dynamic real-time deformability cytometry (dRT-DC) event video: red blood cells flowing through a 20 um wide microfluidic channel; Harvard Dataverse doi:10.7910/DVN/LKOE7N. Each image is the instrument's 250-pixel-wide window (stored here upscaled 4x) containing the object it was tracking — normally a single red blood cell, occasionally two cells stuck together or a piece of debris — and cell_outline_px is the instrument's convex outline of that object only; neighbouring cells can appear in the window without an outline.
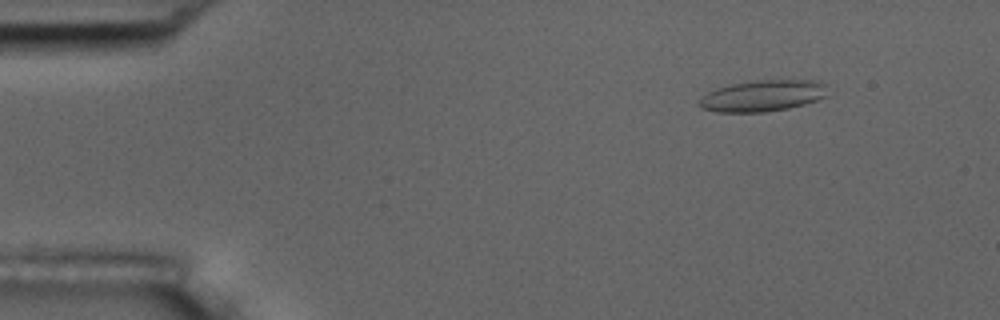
{"species": "common noctule bat (a hibernating species)", "species_latin": "Nyctalus noctula", "temperature_condition": "room temperature", "stored_images_in_passage": 37, "camera_frame_rate_fps": 3000, "um_per_image_px": 0.085, "animal": {"sex": "male", "body_mass_g": 17.5, "forearm_length_mm": 52.3}, "frame": {"image": 1, "passage_image": 2, "time_ms": 0.333, "image_size_px": [1000, 320], "cell_outline_px": [[824, 96], [816, 100], [804, 104], [788, 108], [764, 112], [716, 112], [700, 108], [696, 104], [708, 92], [716, 88], [732, 84], [760, 80], [820, 80], [824, 84]], "centroid_in_image_um": [64.77, 8.15], "position_along_channel_um": 20.2, "area_um2": 23.18}}
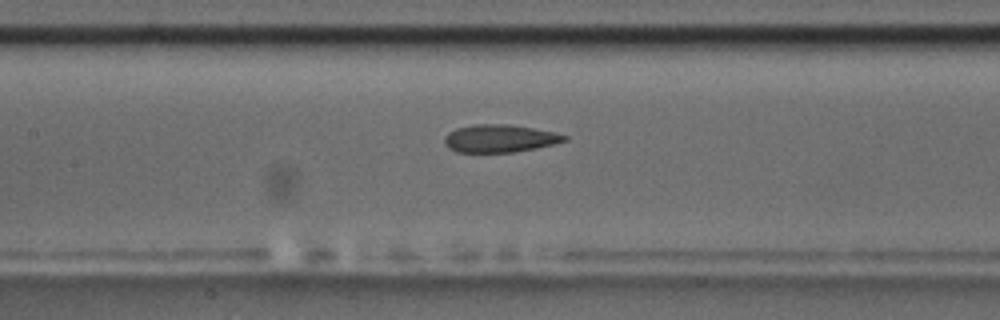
{"frame": {"image": 2, "passage_image": 21, "time_ms": 6.667, "image_size_px": [1000, 320], "cell_outline_px": [[568, 140], [536, 148], [512, 152], [456, 152], [448, 148], [444, 144], [444, 136], [448, 132], [456, 128], [472, 124], [508, 124], [556, 132], [568, 136]], "centroid_in_image_um": [42.44, 11.76], "position_along_channel_um": 165.0, "area_um2": 19.48}}
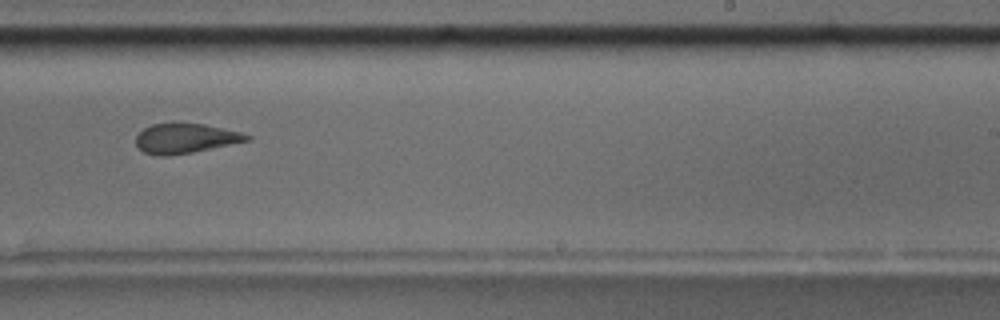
{"frame": {"image": 3, "passage_image": 30, "time_ms": 9.667, "image_size_px": [1000, 320], "cell_outline_px": [[252, 140], [192, 152], [164, 156], [160, 156], [144, 152], [136, 144], [136, 136], [144, 128], [152, 124], [172, 120], [180, 120], [204, 124], [240, 132], [252, 136]], "centroid_in_image_um": [15.75, 11.71], "position_along_channel_um": 273.2, "area_um2": 19.77}}